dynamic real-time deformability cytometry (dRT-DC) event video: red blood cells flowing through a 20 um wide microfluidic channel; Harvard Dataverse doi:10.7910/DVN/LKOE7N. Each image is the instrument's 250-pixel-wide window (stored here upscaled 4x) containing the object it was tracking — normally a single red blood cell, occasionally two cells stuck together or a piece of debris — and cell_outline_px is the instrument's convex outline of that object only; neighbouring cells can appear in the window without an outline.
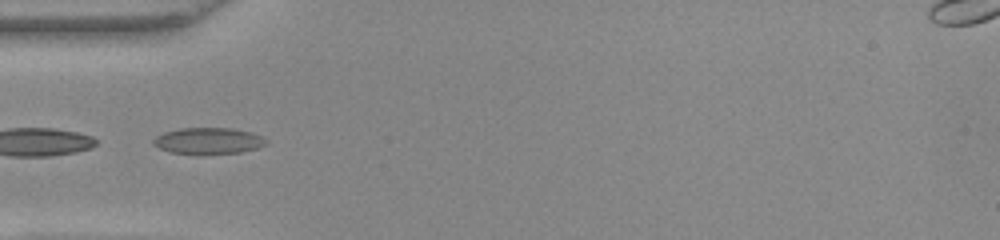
{"species": "common noctule bat (a hibernating species)", "species_latin": "Nyctalus noctula", "temperature_condition": "warm", "stored_images_in_passage": 49, "camera_frame_rate_fps": 3000, "um_per_image_px": 0.085, "animal": {"sex": "female", "body_mass_g": 22.0, "forearm_length_mm": 56.7}, "frame": {"image": 1, "passage_image": 15, "time_ms": 4.667, "image_size_px": [1000, 240], "cell_outline_px": [[268, 144], [256, 148], [240, 152], [204, 156], [196, 156], [168, 152], [152, 144], [152, 140], [156, 136], [164, 132], [180, 128], [232, 128], [252, 132], [268, 140]], "centroid_in_image_um": [17.68, 12.0], "position_along_channel_um": 67.3, "area_um2": 17.98}}
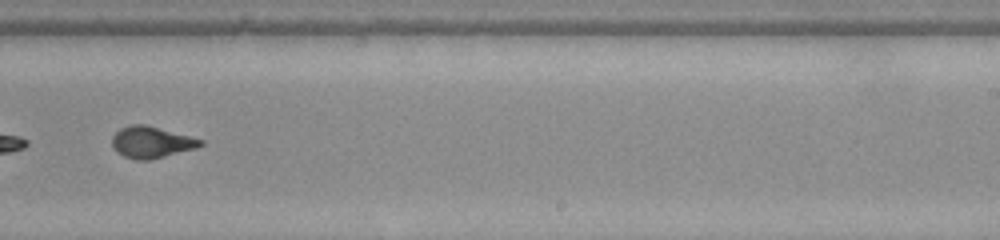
{"frame": {"image": 2, "passage_image": 31, "time_ms": 10.0, "image_size_px": [1000, 240], "cell_outline_px": [[204, 144], [196, 148], [148, 160], [136, 160], [124, 156], [116, 152], [112, 144], [112, 136], [120, 128], [132, 124], [144, 124], [204, 140]], "centroid_in_image_um": [12.84, 12.09], "position_along_channel_um": 276.2, "area_um2": 16.07}}
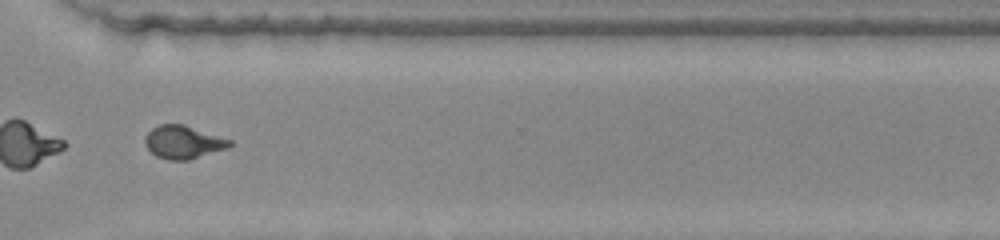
{"frame": {"image": 3, "passage_image": 37, "time_ms": 12.0, "image_size_px": [1000, 240], "cell_outline_px": [[232, 144], [228, 148], [188, 160], [168, 160], [156, 156], [144, 144], [144, 136], [152, 128], [160, 124], [184, 124], [232, 140]], "centroid_in_image_um": [15.57, 12.08], "position_along_channel_um": 355.0, "area_um2": 16.36}}